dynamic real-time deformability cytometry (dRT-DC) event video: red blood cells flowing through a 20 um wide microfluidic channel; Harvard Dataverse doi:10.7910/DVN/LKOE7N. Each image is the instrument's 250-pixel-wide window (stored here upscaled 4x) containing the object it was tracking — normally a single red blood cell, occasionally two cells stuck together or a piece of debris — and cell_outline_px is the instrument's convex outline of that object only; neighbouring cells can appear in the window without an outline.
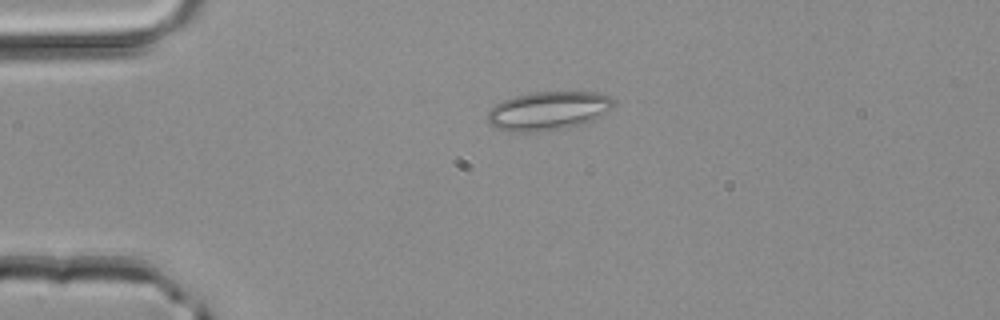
{"species": "common noctule bat (a hibernating species)", "species_latin": "Nyctalus noctula", "temperature_condition": "room temperature", "stored_images_in_passage": 2, "camera_frame_rate_fps": 3000, "um_per_image_px": 0.085, "animal": {"sex": "male", "body_mass_g": 20.4}, "frame": {"image": 1, "passage_image": 1, "time_ms": 0.0, "image_size_px": [1000, 320], "cell_outline_px": [[616, 104], [608, 112], [592, 120], [568, 128], [536, 132], [512, 132], [496, 128], [488, 124], [488, 108], [504, 100], [516, 96], [536, 92], [592, 92], [608, 96]], "centroid_in_image_um": [46.58, 9.43], "position_along_channel_um": 38.4, "area_um2": 28.44}}